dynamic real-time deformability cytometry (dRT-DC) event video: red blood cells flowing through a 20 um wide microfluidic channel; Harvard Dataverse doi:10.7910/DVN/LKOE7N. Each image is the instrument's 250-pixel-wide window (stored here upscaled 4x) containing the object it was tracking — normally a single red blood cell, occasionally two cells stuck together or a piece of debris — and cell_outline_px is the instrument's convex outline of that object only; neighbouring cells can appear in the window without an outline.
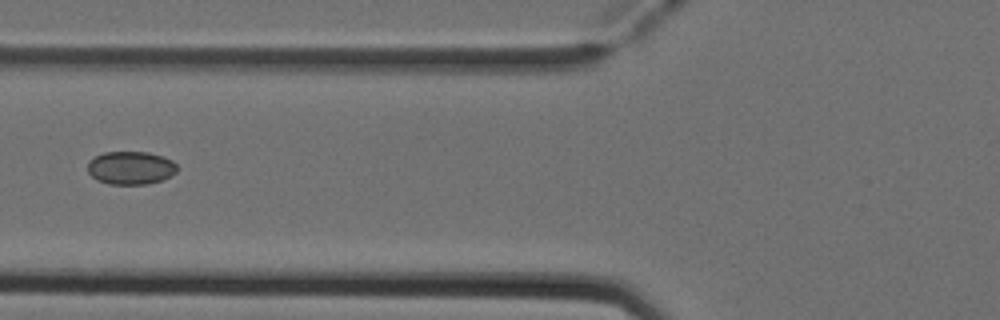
{"species": "Egyptian fruit bat (a non-hibernating species)", "species_latin": "Rousettus aegyptiacus", "temperature_condition": "cold", "stored_images_in_passage": 7, "camera_frame_rate_fps": 3000, "um_per_image_px": 0.085, "animal": {"sex": "female"}, "frame": {"image": 1, "passage_image": 6, "time_ms": 1.667, "image_size_px": [1000, 320], "cell_outline_px": [[176, 172], [160, 180], [148, 184], [108, 184], [96, 180], [88, 172], [88, 160], [104, 152], [148, 152], [164, 156], [172, 160], [176, 164]], "centroid_in_image_um": [11.09, 14.26], "position_along_channel_um": 114.7, "area_um2": 17.28}}
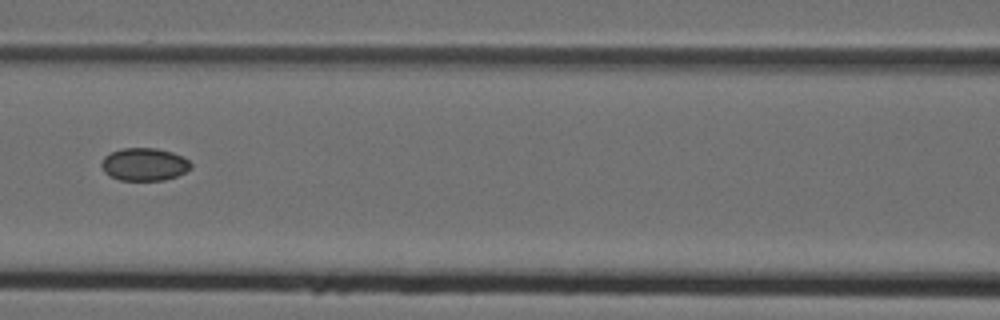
{"frame": {"image": 2, "passage_image": 7, "time_ms": 2.0, "image_size_px": [1000, 320], "cell_outline_px": [[192, 168], [176, 176], [164, 180], [120, 180], [108, 176], [104, 172], [100, 164], [104, 156], [120, 148], [156, 148], [172, 152], [184, 156], [192, 164]], "centroid_in_image_um": [12.25, 13.96], "position_along_channel_um": 154.3, "area_um2": 17.22}}